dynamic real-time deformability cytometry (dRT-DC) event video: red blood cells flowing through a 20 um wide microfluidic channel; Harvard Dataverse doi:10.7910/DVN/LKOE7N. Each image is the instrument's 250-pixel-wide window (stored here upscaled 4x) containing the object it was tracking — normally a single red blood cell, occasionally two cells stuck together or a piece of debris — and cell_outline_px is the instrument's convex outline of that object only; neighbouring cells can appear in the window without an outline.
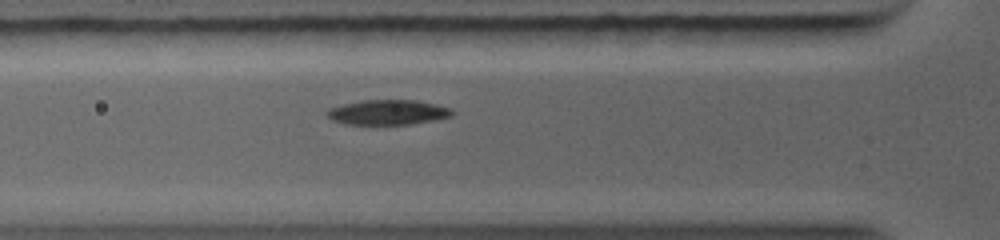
{"species": "common noctule bat (a hibernating species)", "species_latin": "Nyctalus noctula", "temperature_condition": "warm", "stored_images_in_passage": 24, "camera_frame_rate_fps": 5000, "um_per_image_px": 0.085, "animal": {"sex": "female", "body_mass_g": 19.0, "forearm_length_mm": 56.7}, "frame": {"image": 1, "passage_image": 2, "time_ms": 0.4, "image_size_px": [1000, 240], "cell_outline_px": [[456, 112], [452, 116], [432, 120], [408, 124], [344, 124], [332, 120], [324, 112], [328, 108], [344, 104], [364, 100], [416, 100], [436, 104], [452, 108]], "centroid_in_image_um": [32.97, 9.54], "position_along_channel_um": 92.8, "area_um2": 18.21}}
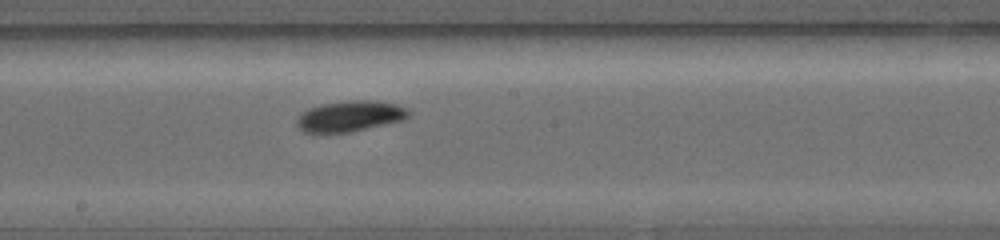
{"frame": {"image": 2, "passage_image": 8, "time_ms": 3.0, "image_size_px": [1000, 240], "cell_outline_px": [[408, 116], [404, 120], [348, 132], [304, 132], [296, 124], [296, 120], [308, 108], [320, 104], [348, 100], [376, 100], [396, 104], [408, 108]], "centroid_in_image_um": [29.76, 9.85], "position_along_channel_um": 218.4, "area_um2": 19.88}}
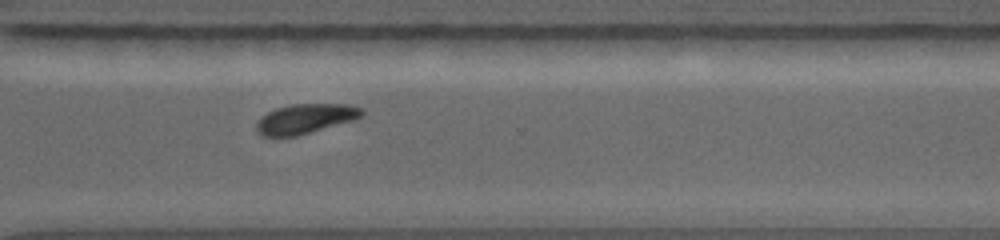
{"frame": {"image": 3, "passage_image": 17, "time_ms": 5.6, "image_size_px": [1000, 240], "cell_outline_px": [[364, 112], [356, 120], [296, 136], [264, 136], [256, 132], [256, 124], [268, 112], [276, 108], [292, 104], [348, 104], [364, 108]], "centroid_in_image_um": [26.0, 10.09], "position_along_channel_um": 344.6, "area_um2": 18.21}}